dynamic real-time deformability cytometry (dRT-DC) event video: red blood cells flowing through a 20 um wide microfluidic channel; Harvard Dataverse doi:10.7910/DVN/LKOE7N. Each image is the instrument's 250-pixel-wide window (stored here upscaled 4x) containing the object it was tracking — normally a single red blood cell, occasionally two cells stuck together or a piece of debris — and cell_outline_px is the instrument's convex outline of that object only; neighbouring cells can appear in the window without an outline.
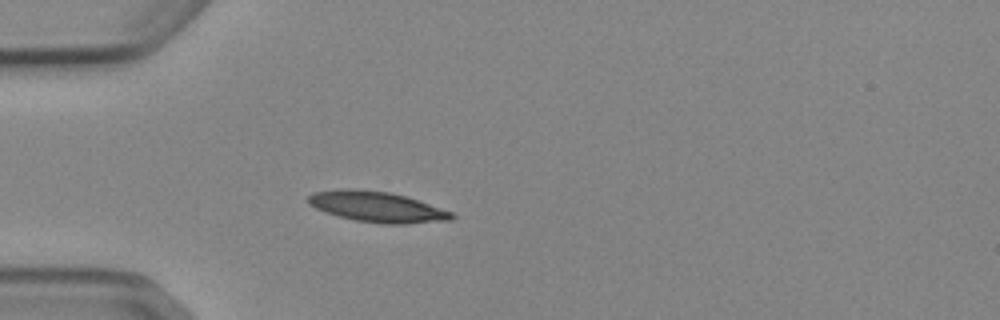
{"species": "Egyptian fruit bat (a non-hibernating species)", "species_latin": "Rousettus aegyptiacus", "temperature_condition": "cold", "stored_images_in_passage": 38, "camera_frame_rate_fps": 3000, "um_per_image_px": 0.085, "animal": {"sex": "female"}, "frame": {"image": 1, "passage_image": 1, "time_ms": 0.0, "image_size_px": [1000, 320], "cell_outline_px": [[456, 216], [452, 220], [404, 224], [384, 224], [356, 220], [324, 212], [308, 204], [308, 196], [312, 192], [344, 188], [356, 188], [388, 192], [404, 196], [452, 212]], "centroid_in_image_um": [32.01, 17.58], "position_along_channel_um": 53.0, "area_um2": 25.43}}
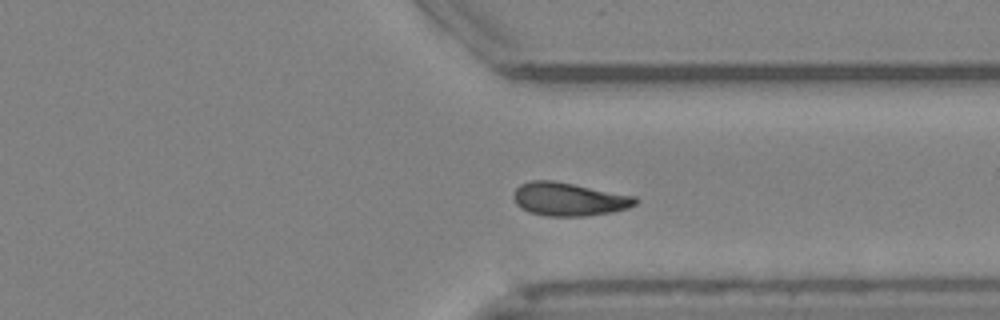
{"frame": {"image": 2, "passage_image": 26, "time_ms": 8.333, "image_size_px": [1000, 320], "cell_outline_px": [[640, 200], [636, 204], [628, 208], [612, 212], [584, 216], [548, 216], [528, 212], [520, 208], [516, 204], [512, 196], [516, 188], [520, 184], [528, 180], [552, 180], [636, 196]], "centroid_in_image_um": [48.34, 16.93], "position_along_channel_um": 363.1, "area_um2": 23.81}}
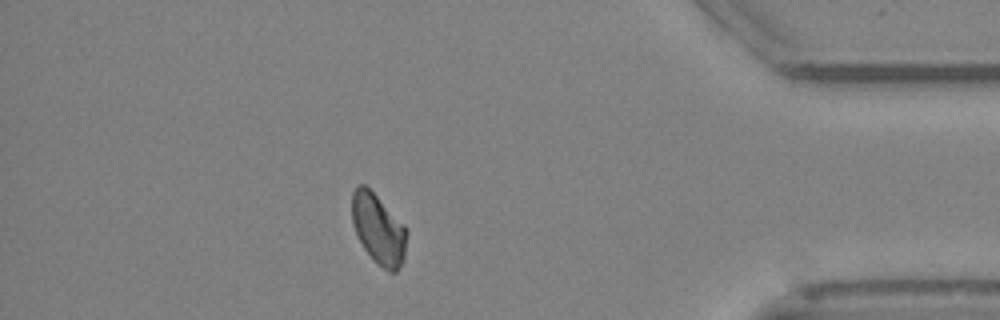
{"frame": {"image": 3, "passage_image": 32, "time_ms": 10.333, "image_size_px": [1000, 320], "cell_outline_px": [[408, 232], [404, 260], [396, 272], [388, 272], [364, 248], [352, 224], [352, 192], [360, 184], [364, 184], [404, 224]], "centroid_in_image_um": [32.19, 19.47], "position_along_channel_um": 403.0, "area_um2": 22.02}, "authors_computed_cell_mechanics": {"area_um2": 23.5824, "velocity_mm_per_s": 3.8587, "shape_relaxation_time_tau1_ms": 6.1439, "shape_relaxation_time_tau2_ms": null, "deformation_change_tau1": 0.1327, "deformation_change_tau2": null}}